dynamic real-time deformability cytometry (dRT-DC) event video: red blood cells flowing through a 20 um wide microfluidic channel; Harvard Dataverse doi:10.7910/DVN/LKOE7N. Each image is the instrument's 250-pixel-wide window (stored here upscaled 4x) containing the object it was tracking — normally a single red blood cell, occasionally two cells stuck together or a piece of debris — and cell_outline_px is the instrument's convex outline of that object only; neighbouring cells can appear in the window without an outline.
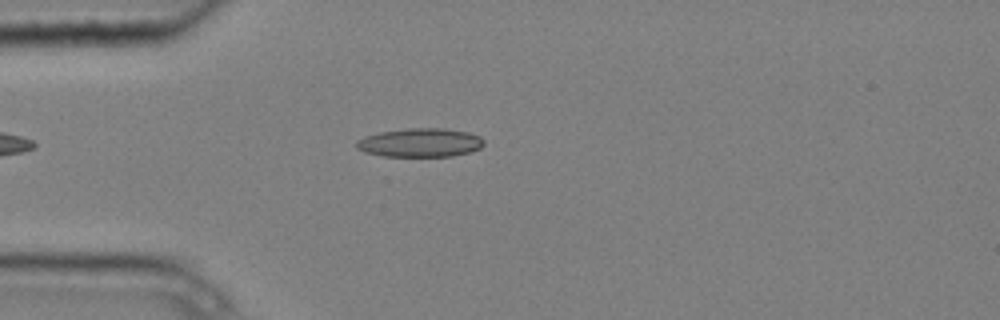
{"species": "common noctule bat (a hibernating species)", "species_latin": "Nyctalus noctula", "temperature_condition": "cold", "stored_images_in_passage": 4, "camera_frame_rate_fps": 3000, "um_per_image_px": 0.085, "animal": {"sex": "male", "body_mass_g": 20.4}, "frame": {"image": 1, "passage_image": 3, "time_ms": 0.667, "image_size_px": [1000, 320], "cell_outline_px": [[484, 144], [480, 148], [472, 152], [452, 156], [384, 156], [364, 152], [356, 148], [356, 140], [364, 136], [380, 132], [408, 128], [444, 128], [468, 132], [480, 136], [484, 140]], "centroid_in_image_um": [35.72, 12.12], "position_along_channel_um": 49.3, "area_um2": 21.5}}